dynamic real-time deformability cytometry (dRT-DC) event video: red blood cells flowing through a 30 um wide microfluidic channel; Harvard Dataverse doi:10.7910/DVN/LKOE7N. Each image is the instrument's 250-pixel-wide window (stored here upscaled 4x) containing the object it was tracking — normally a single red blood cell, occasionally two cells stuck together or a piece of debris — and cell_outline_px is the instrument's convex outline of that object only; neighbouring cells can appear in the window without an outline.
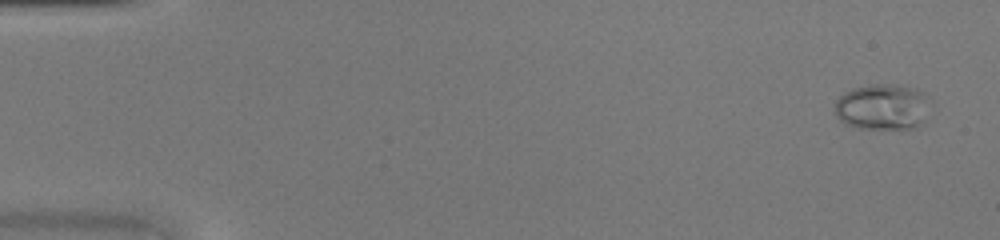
{"species": "common noctule bat (a hibernating species)", "species_latin": "Nyctalus noctula", "temperature_condition": "warm", "stored_images_in_passage": 45, "camera_frame_rate_fps": 3000, "um_per_image_px": 0.085, "animal": {"sex": "female", "body_mass_g": 20.0, "forearm_length_mm": 54.0}, "frame": {"image": 1, "passage_image": 2, "time_ms": 0.333, "image_size_px": [1000, 240], "cell_outline_px": [[924, 120], [916, 128], [856, 128], [844, 124], [836, 116], [836, 100], [844, 92], [852, 88], [872, 84], [892, 84], [916, 88], [924, 92]], "centroid_in_image_um": [74.92, 9.08], "position_along_channel_um": 10.1, "area_um2": 25.09}}
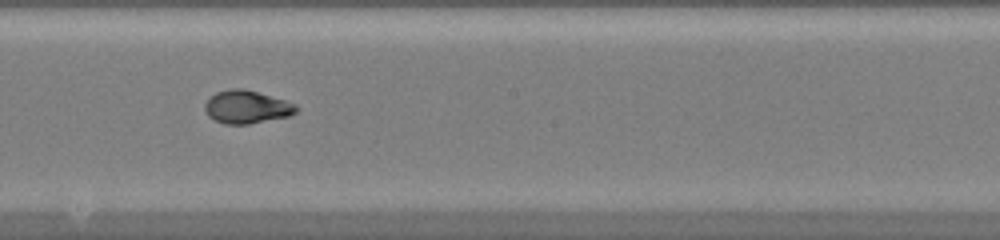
{"frame": {"image": 2, "passage_image": 26, "time_ms": 8.333, "image_size_px": [1000, 240], "cell_outline_px": [[300, 108], [296, 112], [288, 116], [248, 124], [224, 124], [208, 116], [204, 108], [204, 104], [216, 92], [228, 88], [244, 88], [284, 100], [296, 104]], "centroid_in_image_um": [20.96, 9.08], "position_along_channel_um": 227.2, "area_um2": 17.51}}
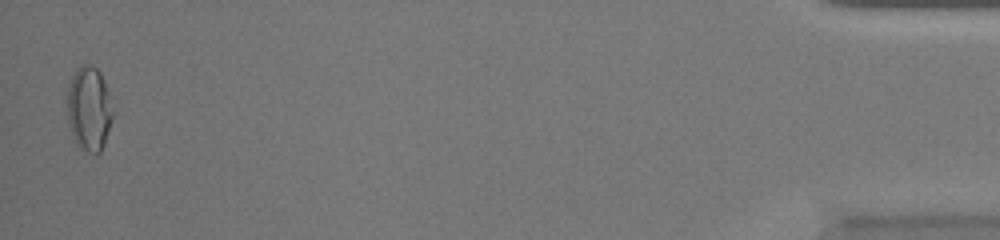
{"frame": {"image": 3, "passage_image": 45, "time_ms": 14.667, "image_size_px": [1000, 240], "cell_outline_px": [[112, 120], [104, 144], [100, 152], [96, 156], [80, 148], [76, 144], [72, 136], [68, 120], [68, 88], [72, 76], [76, 68], [80, 64], [88, 64], [96, 68], [100, 72], [104, 80], [108, 92], [112, 112]], "centroid_in_image_um": [7.56, 9.26], "position_along_channel_um": 427.6, "area_um2": 22.37}}